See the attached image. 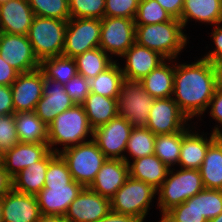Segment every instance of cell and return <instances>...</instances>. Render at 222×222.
<instances>
[{"instance_id": "obj_9", "label": "cell", "mask_w": 222, "mask_h": 222, "mask_svg": "<svg viewBox=\"0 0 222 222\" xmlns=\"http://www.w3.org/2000/svg\"><path fill=\"white\" fill-rule=\"evenodd\" d=\"M101 19L70 18L65 32L63 56L75 58L82 53L99 47Z\"/></svg>"}, {"instance_id": "obj_19", "label": "cell", "mask_w": 222, "mask_h": 222, "mask_svg": "<svg viewBox=\"0 0 222 222\" xmlns=\"http://www.w3.org/2000/svg\"><path fill=\"white\" fill-rule=\"evenodd\" d=\"M1 199L3 222H39L42 217L36 195L12 189Z\"/></svg>"}, {"instance_id": "obj_20", "label": "cell", "mask_w": 222, "mask_h": 222, "mask_svg": "<svg viewBox=\"0 0 222 222\" xmlns=\"http://www.w3.org/2000/svg\"><path fill=\"white\" fill-rule=\"evenodd\" d=\"M189 127L182 130V144L180 148L179 165L184 169H197L199 170L209 145L218 137L222 136V130L219 127H214L209 139L190 132Z\"/></svg>"}, {"instance_id": "obj_10", "label": "cell", "mask_w": 222, "mask_h": 222, "mask_svg": "<svg viewBox=\"0 0 222 222\" xmlns=\"http://www.w3.org/2000/svg\"><path fill=\"white\" fill-rule=\"evenodd\" d=\"M132 129L130 123L118 115L107 124L95 128L91 138L107 158L122 159L129 163V159L122 153L126 151Z\"/></svg>"}, {"instance_id": "obj_27", "label": "cell", "mask_w": 222, "mask_h": 222, "mask_svg": "<svg viewBox=\"0 0 222 222\" xmlns=\"http://www.w3.org/2000/svg\"><path fill=\"white\" fill-rule=\"evenodd\" d=\"M82 105L93 130L119 115L116 98L90 92Z\"/></svg>"}, {"instance_id": "obj_35", "label": "cell", "mask_w": 222, "mask_h": 222, "mask_svg": "<svg viewBox=\"0 0 222 222\" xmlns=\"http://www.w3.org/2000/svg\"><path fill=\"white\" fill-rule=\"evenodd\" d=\"M154 135L147 127H133L127 142L126 150L133 159L154 154Z\"/></svg>"}, {"instance_id": "obj_12", "label": "cell", "mask_w": 222, "mask_h": 222, "mask_svg": "<svg viewBox=\"0 0 222 222\" xmlns=\"http://www.w3.org/2000/svg\"><path fill=\"white\" fill-rule=\"evenodd\" d=\"M0 55L18 73H26L40 68L32 44L27 35L0 32Z\"/></svg>"}, {"instance_id": "obj_11", "label": "cell", "mask_w": 222, "mask_h": 222, "mask_svg": "<svg viewBox=\"0 0 222 222\" xmlns=\"http://www.w3.org/2000/svg\"><path fill=\"white\" fill-rule=\"evenodd\" d=\"M134 19L104 17L101 19L99 47L106 53L121 57L135 43Z\"/></svg>"}, {"instance_id": "obj_44", "label": "cell", "mask_w": 222, "mask_h": 222, "mask_svg": "<svg viewBox=\"0 0 222 222\" xmlns=\"http://www.w3.org/2000/svg\"><path fill=\"white\" fill-rule=\"evenodd\" d=\"M65 91L76 105H82L90 94L89 80L81 74H76L65 85Z\"/></svg>"}, {"instance_id": "obj_50", "label": "cell", "mask_w": 222, "mask_h": 222, "mask_svg": "<svg viewBox=\"0 0 222 222\" xmlns=\"http://www.w3.org/2000/svg\"><path fill=\"white\" fill-rule=\"evenodd\" d=\"M98 222H142V221L134 216L117 213L111 210Z\"/></svg>"}, {"instance_id": "obj_38", "label": "cell", "mask_w": 222, "mask_h": 222, "mask_svg": "<svg viewBox=\"0 0 222 222\" xmlns=\"http://www.w3.org/2000/svg\"><path fill=\"white\" fill-rule=\"evenodd\" d=\"M34 16L56 18L68 21L70 17L68 0H28Z\"/></svg>"}, {"instance_id": "obj_56", "label": "cell", "mask_w": 222, "mask_h": 222, "mask_svg": "<svg viewBox=\"0 0 222 222\" xmlns=\"http://www.w3.org/2000/svg\"><path fill=\"white\" fill-rule=\"evenodd\" d=\"M0 168H4V153L0 150Z\"/></svg>"}, {"instance_id": "obj_21", "label": "cell", "mask_w": 222, "mask_h": 222, "mask_svg": "<svg viewBox=\"0 0 222 222\" xmlns=\"http://www.w3.org/2000/svg\"><path fill=\"white\" fill-rule=\"evenodd\" d=\"M33 18L28 0H9L0 5V32L28 35Z\"/></svg>"}, {"instance_id": "obj_43", "label": "cell", "mask_w": 222, "mask_h": 222, "mask_svg": "<svg viewBox=\"0 0 222 222\" xmlns=\"http://www.w3.org/2000/svg\"><path fill=\"white\" fill-rule=\"evenodd\" d=\"M19 143L14 114L0 115V150L5 153Z\"/></svg>"}, {"instance_id": "obj_14", "label": "cell", "mask_w": 222, "mask_h": 222, "mask_svg": "<svg viewBox=\"0 0 222 222\" xmlns=\"http://www.w3.org/2000/svg\"><path fill=\"white\" fill-rule=\"evenodd\" d=\"M44 73L37 70L19 73L11 85L14 112L34 111L43 96Z\"/></svg>"}, {"instance_id": "obj_8", "label": "cell", "mask_w": 222, "mask_h": 222, "mask_svg": "<svg viewBox=\"0 0 222 222\" xmlns=\"http://www.w3.org/2000/svg\"><path fill=\"white\" fill-rule=\"evenodd\" d=\"M154 100L140 81L125 79L117 97L119 115L132 127H146Z\"/></svg>"}, {"instance_id": "obj_17", "label": "cell", "mask_w": 222, "mask_h": 222, "mask_svg": "<svg viewBox=\"0 0 222 222\" xmlns=\"http://www.w3.org/2000/svg\"><path fill=\"white\" fill-rule=\"evenodd\" d=\"M74 105L75 103L65 91L64 85L44 77L43 96L37 102L34 110L42 122L48 126L58 114Z\"/></svg>"}, {"instance_id": "obj_45", "label": "cell", "mask_w": 222, "mask_h": 222, "mask_svg": "<svg viewBox=\"0 0 222 222\" xmlns=\"http://www.w3.org/2000/svg\"><path fill=\"white\" fill-rule=\"evenodd\" d=\"M212 34L214 45L216 46L215 50H211L206 56L202 57L203 59L209 60L214 65L222 63V26L220 27L215 25Z\"/></svg>"}, {"instance_id": "obj_48", "label": "cell", "mask_w": 222, "mask_h": 222, "mask_svg": "<svg viewBox=\"0 0 222 222\" xmlns=\"http://www.w3.org/2000/svg\"><path fill=\"white\" fill-rule=\"evenodd\" d=\"M208 107L211 109L209 113L212 116V119L214 118L220 123V125H222V91L216 89Z\"/></svg>"}, {"instance_id": "obj_53", "label": "cell", "mask_w": 222, "mask_h": 222, "mask_svg": "<svg viewBox=\"0 0 222 222\" xmlns=\"http://www.w3.org/2000/svg\"><path fill=\"white\" fill-rule=\"evenodd\" d=\"M217 90L222 91V63L215 65Z\"/></svg>"}, {"instance_id": "obj_24", "label": "cell", "mask_w": 222, "mask_h": 222, "mask_svg": "<svg viewBox=\"0 0 222 222\" xmlns=\"http://www.w3.org/2000/svg\"><path fill=\"white\" fill-rule=\"evenodd\" d=\"M56 155L50 151L42 160L20 171L13 177V189L23 194H38L44 188L48 164Z\"/></svg>"}, {"instance_id": "obj_6", "label": "cell", "mask_w": 222, "mask_h": 222, "mask_svg": "<svg viewBox=\"0 0 222 222\" xmlns=\"http://www.w3.org/2000/svg\"><path fill=\"white\" fill-rule=\"evenodd\" d=\"M67 22L56 18L34 16L27 36L40 62L49 57L62 55Z\"/></svg>"}, {"instance_id": "obj_32", "label": "cell", "mask_w": 222, "mask_h": 222, "mask_svg": "<svg viewBox=\"0 0 222 222\" xmlns=\"http://www.w3.org/2000/svg\"><path fill=\"white\" fill-rule=\"evenodd\" d=\"M40 69L45 78L65 85L78 74L74 58L66 56L49 57L41 61Z\"/></svg>"}, {"instance_id": "obj_13", "label": "cell", "mask_w": 222, "mask_h": 222, "mask_svg": "<svg viewBox=\"0 0 222 222\" xmlns=\"http://www.w3.org/2000/svg\"><path fill=\"white\" fill-rule=\"evenodd\" d=\"M188 120L172 97L159 98L154 100L146 127L154 135L172 134L187 129Z\"/></svg>"}, {"instance_id": "obj_40", "label": "cell", "mask_w": 222, "mask_h": 222, "mask_svg": "<svg viewBox=\"0 0 222 222\" xmlns=\"http://www.w3.org/2000/svg\"><path fill=\"white\" fill-rule=\"evenodd\" d=\"M71 18H104L105 0H68Z\"/></svg>"}, {"instance_id": "obj_42", "label": "cell", "mask_w": 222, "mask_h": 222, "mask_svg": "<svg viewBox=\"0 0 222 222\" xmlns=\"http://www.w3.org/2000/svg\"><path fill=\"white\" fill-rule=\"evenodd\" d=\"M140 0H105L104 17L134 19Z\"/></svg>"}, {"instance_id": "obj_49", "label": "cell", "mask_w": 222, "mask_h": 222, "mask_svg": "<svg viewBox=\"0 0 222 222\" xmlns=\"http://www.w3.org/2000/svg\"><path fill=\"white\" fill-rule=\"evenodd\" d=\"M172 18L180 19L184 0H156Z\"/></svg>"}, {"instance_id": "obj_31", "label": "cell", "mask_w": 222, "mask_h": 222, "mask_svg": "<svg viewBox=\"0 0 222 222\" xmlns=\"http://www.w3.org/2000/svg\"><path fill=\"white\" fill-rule=\"evenodd\" d=\"M119 63L114 61L107 69L100 72L95 78L89 79L90 92L109 98L119 96L121 86L125 80Z\"/></svg>"}, {"instance_id": "obj_28", "label": "cell", "mask_w": 222, "mask_h": 222, "mask_svg": "<svg viewBox=\"0 0 222 222\" xmlns=\"http://www.w3.org/2000/svg\"><path fill=\"white\" fill-rule=\"evenodd\" d=\"M199 171L204 188L222 190V136L209 145Z\"/></svg>"}, {"instance_id": "obj_41", "label": "cell", "mask_w": 222, "mask_h": 222, "mask_svg": "<svg viewBox=\"0 0 222 222\" xmlns=\"http://www.w3.org/2000/svg\"><path fill=\"white\" fill-rule=\"evenodd\" d=\"M72 180L66 162L57 154L48 164L45 185L69 184Z\"/></svg>"}, {"instance_id": "obj_25", "label": "cell", "mask_w": 222, "mask_h": 222, "mask_svg": "<svg viewBox=\"0 0 222 222\" xmlns=\"http://www.w3.org/2000/svg\"><path fill=\"white\" fill-rule=\"evenodd\" d=\"M129 176L153 186L156 190L167 178L170 168L155 154L148 155L129 162Z\"/></svg>"}, {"instance_id": "obj_47", "label": "cell", "mask_w": 222, "mask_h": 222, "mask_svg": "<svg viewBox=\"0 0 222 222\" xmlns=\"http://www.w3.org/2000/svg\"><path fill=\"white\" fill-rule=\"evenodd\" d=\"M18 74L0 55V85L11 86Z\"/></svg>"}, {"instance_id": "obj_3", "label": "cell", "mask_w": 222, "mask_h": 222, "mask_svg": "<svg viewBox=\"0 0 222 222\" xmlns=\"http://www.w3.org/2000/svg\"><path fill=\"white\" fill-rule=\"evenodd\" d=\"M89 133L93 136V129L89 125L84 107L75 104L58 114L48 125V145L51 151L58 154L60 150H54V145H63V149L76 146L87 142L85 138Z\"/></svg>"}, {"instance_id": "obj_46", "label": "cell", "mask_w": 222, "mask_h": 222, "mask_svg": "<svg viewBox=\"0 0 222 222\" xmlns=\"http://www.w3.org/2000/svg\"><path fill=\"white\" fill-rule=\"evenodd\" d=\"M14 113L11 86L0 85V115Z\"/></svg>"}, {"instance_id": "obj_51", "label": "cell", "mask_w": 222, "mask_h": 222, "mask_svg": "<svg viewBox=\"0 0 222 222\" xmlns=\"http://www.w3.org/2000/svg\"><path fill=\"white\" fill-rule=\"evenodd\" d=\"M12 189L13 177L4 168H0V198H3Z\"/></svg>"}, {"instance_id": "obj_57", "label": "cell", "mask_w": 222, "mask_h": 222, "mask_svg": "<svg viewBox=\"0 0 222 222\" xmlns=\"http://www.w3.org/2000/svg\"><path fill=\"white\" fill-rule=\"evenodd\" d=\"M7 1H9V0H0V5L3 3H6Z\"/></svg>"}, {"instance_id": "obj_33", "label": "cell", "mask_w": 222, "mask_h": 222, "mask_svg": "<svg viewBox=\"0 0 222 222\" xmlns=\"http://www.w3.org/2000/svg\"><path fill=\"white\" fill-rule=\"evenodd\" d=\"M78 74L86 79L95 78L107 69L114 61L100 47L88 50L74 58Z\"/></svg>"}, {"instance_id": "obj_54", "label": "cell", "mask_w": 222, "mask_h": 222, "mask_svg": "<svg viewBox=\"0 0 222 222\" xmlns=\"http://www.w3.org/2000/svg\"><path fill=\"white\" fill-rule=\"evenodd\" d=\"M208 222H222V213H220L217 217L208 220Z\"/></svg>"}, {"instance_id": "obj_37", "label": "cell", "mask_w": 222, "mask_h": 222, "mask_svg": "<svg viewBox=\"0 0 222 222\" xmlns=\"http://www.w3.org/2000/svg\"><path fill=\"white\" fill-rule=\"evenodd\" d=\"M171 19V15L156 0H140L134 22L136 25H147Z\"/></svg>"}, {"instance_id": "obj_7", "label": "cell", "mask_w": 222, "mask_h": 222, "mask_svg": "<svg viewBox=\"0 0 222 222\" xmlns=\"http://www.w3.org/2000/svg\"><path fill=\"white\" fill-rule=\"evenodd\" d=\"M156 193L157 190L150 184L129 176L110 198L111 210L134 216L143 222Z\"/></svg>"}, {"instance_id": "obj_39", "label": "cell", "mask_w": 222, "mask_h": 222, "mask_svg": "<svg viewBox=\"0 0 222 222\" xmlns=\"http://www.w3.org/2000/svg\"><path fill=\"white\" fill-rule=\"evenodd\" d=\"M197 210L207 220L222 213V190L204 188L197 194Z\"/></svg>"}, {"instance_id": "obj_15", "label": "cell", "mask_w": 222, "mask_h": 222, "mask_svg": "<svg viewBox=\"0 0 222 222\" xmlns=\"http://www.w3.org/2000/svg\"><path fill=\"white\" fill-rule=\"evenodd\" d=\"M111 211L110 199L83 187L65 215L70 222H98Z\"/></svg>"}, {"instance_id": "obj_26", "label": "cell", "mask_w": 222, "mask_h": 222, "mask_svg": "<svg viewBox=\"0 0 222 222\" xmlns=\"http://www.w3.org/2000/svg\"><path fill=\"white\" fill-rule=\"evenodd\" d=\"M200 22L221 24L222 23V0H184V7L179 19L183 28L188 19Z\"/></svg>"}, {"instance_id": "obj_55", "label": "cell", "mask_w": 222, "mask_h": 222, "mask_svg": "<svg viewBox=\"0 0 222 222\" xmlns=\"http://www.w3.org/2000/svg\"><path fill=\"white\" fill-rule=\"evenodd\" d=\"M0 222H3V202L0 198Z\"/></svg>"}, {"instance_id": "obj_4", "label": "cell", "mask_w": 222, "mask_h": 222, "mask_svg": "<svg viewBox=\"0 0 222 222\" xmlns=\"http://www.w3.org/2000/svg\"><path fill=\"white\" fill-rule=\"evenodd\" d=\"M203 189L204 186L199 170L180 168V170L173 173V168L172 170L170 169L167 178L157 189V192L159 191L158 207L161 209L162 216Z\"/></svg>"}, {"instance_id": "obj_29", "label": "cell", "mask_w": 222, "mask_h": 222, "mask_svg": "<svg viewBox=\"0 0 222 222\" xmlns=\"http://www.w3.org/2000/svg\"><path fill=\"white\" fill-rule=\"evenodd\" d=\"M20 143H48V126L34 111L14 113Z\"/></svg>"}, {"instance_id": "obj_16", "label": "cell", "mask_w": 222, "mask_h": 222, "mask_svg": "<svg viewBox=\"0 0 222 222\" xmlns=\"http://www.w3.org/2000/svg\"><path fill=\"white\" fill-rule=\"evenodd\" d=\"M83 189V186L72 180L69 184L44 185L36 194L42 215L65 216L70 204Z\"/></svg>"}, {"instance_id": "obj_18", "label": "cell", "mask_w": 222, "mask_h": 222, "mask_svg": "<svg viewBox=\"0 0 222 222\" xmlns=\"http://www.w3.org/2000/svg\"><path fill=\"white\" fill-rule=\"evenodd\" d=\"M121 57H126V64L122 69L126 80L140 81L152 70L156 69L166 59L158 52L135 42Z\"/></svg>"}, {"instance_id": "obj_23", "label": "cell", "mask_w": 222, "mask_h": 222, "mask_svg": "<svg viewBox=\"0 0 222 222\" xmlns=\"http://www.w3.org/2000/svg\"><path fill=\"white\" fill-rule=\"evenodd\" d=\"M48 143H17L4 153V169L14 177L32 163L42 160L49 152Z\"/></svg>"}, {"instance_id": "obj_30", "label": "cell", "mask_w": 222, "mask_h": 222, "mask_svg": "<svg viewBox=\"0 0 222 222\" xmlns=\"http://www.w3.org/2000/svg\"><path fill=\"white\" fill-rule=\"evenodd\" d=\"M165 61L152 70L140 82L144 89L154 98L172 97L174 88V65L168 66Z\"/></svg>"}, {"instance_id": "obj_34", "label": "cell", "mask_w": 222, "mask_h": 222, "mask_svg": "<svg viewBox=\"0 0 222 222\" xmlns=\"http://www.w3.org/2000/svg\"><path fill=\"white\" fill-rule=\"evenodd\" d=\"M182 131L156 135L154 154L169 168L179 163Z\"/></svg>"}, {"instance_id": "obj_5", "label": "cell", "mask_w": 222, "mask_h": 222, "mask_svg": "<svg viewBox=\"0 0 222 222\" xmlns=\"http://www.w3.org/2000/svg\"><path fill=\"white\" fill-rule=\"evenodd\" d=\"M66 162L71 177L83 187H89L107 157L91 139L58 153Z\"/></svg>"}, {"instance_id": "obj_1", "label": "cell", "mask_w": 222, "mask_h": 222, "mask_svg": "<svg viewBox=\"0 0 222 222\" xmlns=\"http://www.w3.org/2000/svg\"><path fill=\"white\" fill-rule=\"evenodd\" d=\"M216 89V69L209 60L174 66L172 98L189 120L205 113Z\"/></svg>"}, {"instance_id": "obj_52", "label": "cell", "mask_w": 222, "mask_h": 222, "mask_svg": "<svg viewBox=\"0 0 222 222\" xmlns=\"http://www.w3.org/2000/svg\"><path fill=\"white\" fill-rule=\"evenodd\" d=\"M39 222H70L62 215H42Z\"/></svg>"}, {"instance_id": "obj_2", "label": "cell", "mask_w": 222, "mask_h": 222, "mask_svg": "<svg viewBox=\"0 0 222 222\" xmlns=\"http://www.w3.org/2000/svg\"><path fill=\"white\" fill-rule=\"evenodd\" d=\"M182 31V23L176 18L157 24L136 25L135 42L170 61L176 59L187 45V36Z\"/></svg>"}, {"instance_id": "obj_22", "label": "cell", "mask_w": 222, "mask_h": 222, "mask_svg": "<svg viewBox=\"0 0 222 222\" xmlns=\"http://www.w3.org/2000/svg\"><path fill=\"white\" fill-rule=\"evenodd\" d=\"M128 177L129 166L125 160L107 158L89 188L110 199Z\"/></svg>"}, {"instance_id": "obj_36", "label": "cell", "mask_w": 222, "mask_h": 222, "mask_svg": "<svg viewBox=\"0 0 222 222\" xmlns=\"http://www.w3.org/2000/svg\"><path fill=\"white\" fill-rule=\"evenodd\" d=\"M159 222H208L197 210V194L167 211Z\"/></svg>"}]
</instances>
